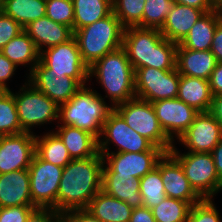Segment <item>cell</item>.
<instances>
[{
	"instance_id": "6da1fadb",
	"label": "cell",
	"mask_w": 222,
	"mask_h": 222,
	"mask_svg": "<svg viewBox=\"0 0 222 222\" xmlns=\"http://www.w3.org/2000/svg\"><path fill=\"white\" fill-rule=\"evenodd\" d=\"M103 156L98 152L86 159H72L64 168L57 194V211L86 209L102 190Z\"/></svg>"
},
{
	"instance_id": "7a4b0ae2",
	"label": "cell",
	"mask_w": 222,
	"mask_h": 222,
	"mask_svg": "<svg viewBox=\"0 0 222 222\" xmlns=\"http://www.w3.org/2000/svg\"><path fill=\"white\" fill-rule=\"evenodd\" d=\"M177 45L164 38L156 28L124 29L123 48L135 71L143 67L176 69Z\"/></svg>"
},
{
	"instance_id": "3957f363",
	"label": "cell",
	"mask_w": 222,
	"mask_h": 222,
	"mask_svg": "<svg viewBox=\"0 0 222 222\" xmlns=\"http://www.w3.org/2000/svg\"><path fill=\"white\" fill-rule=\"evenodd\" d=\"M88 77H96L113 107L131 100L135 94V70L123 47L106 54L89 67Z\"/></svg>"
},
{
	"instance_id": "277c9868",
	"label": "cell",
	"mask_w": 222,
	"mask_h": 222,
	"mask_svg": "<svg viewBox=\"0 0 222 222\" xmlns=\"http://www.w3.org/2000/svg\"><path fill=\"white\" fill-rule=\"evenodd\" d=\"M102 97L93 88L82 86L68 102L59 106L57 124L86 130L98 139L105 120L114 110V107L111 104L109 106Z\"/></svg>"
},
{
	"instance_id": "5b68a950",
	"label": "cell",
	"mask_w": 222,
	"mask_h": 222,
	"mask_svg": "<svg viewBox=\"0 0 222 222\" xmlns=\"http://www.w3.org/2000/svg\"><path fill=\"white\" fill-rule=\"evenodd\" d=\"M124 29L112 11L107 17L73 31L83 62L90 67L106 54L123 47Z\"/></svg>"
},
{
	"instance_id": "8992f818",
	"label": "cell",
	"mask_w": 222,
	"mask_h": 222,
	"mask_svg": "<svg viewBox=\"0 0 222 222\" xmlns=\"http://www.w3.org/2000/svg\"><path fill=\"white\" fill-rule=\"evenodd\" d=\"M169 153L181 164L186 178L202 199H212L222 191L211 153H181L174 146Z\"/></svg>"
},
{
	"instance_id": "52a82bcc",
	"label": "cell",
	"mask_w": 222,
	"mask_h": 222,
	"mask_svg": "<svg viewBox=\"0 0 222 222\" xmlns=\"http://www.w3.org/2000/svg\"><path fill=\"white\" fill-rule=\"evenodd\" d=\"M126 124L165 153L174 146L166 135L155 114L151 102L133 98L114 107Z\"/></svg>"
},
{
	"instance_id": "ba28073f",
	"label": "cell",
	"mask_w": 222,
	"mask_h": 222,
	"mask_svg": "<svg viewBox=\"0 0 222 222\" xmlns=\"http://www.w3.org/2000/svg\"><path fill=\"white\" fill-rule=\"evenodd\" d=\"M26 82L18 93L13 92V96L22 130L34 133L32 128L35 126L59 121V106L31 83Z\"/></svg>"
},
{
	"instance_id": "9c48e42d",
	"label": "cell",
	"mask_w": 222,
	"mask_h": 222,
	"mask_svg": "<svg viewBox=\"0 0 222 222\" xmlns=\"http://www.w3.org/2000/svg\"><path fill=\"white\" fill-rule=\"evenodd\" d=\"M30 194L36 208L57 211V194L63 168L42 160L36 153L28 168Z\"/></svg>"
},
{
	"instance_id": "30bf717a",
	"label": "cell",
	"mask_w": 222,
	"mask_h": 222,
	"mask_svg": "<svg viewBox=\"0 0 222 222\" xmlns=\"http://www.w3.org/2000/svg\"><path fill=\"white\" fill-rule=\"evenodd\" d=\"M111 143L118 148L116 152H109ZM153 146L149 140L131 129L115 109L105 120L98 138L99 153H139L149 151Z\"/></svg>"
},
{
	"instance_id": "8fae6325",
	"label": "cell",
	"mask_w": 222,
	"mask_h": 222,
	"mask_svg": "<svg viewBox=\"0 0 222 222\" xmlns=\"http://www.w3.org/2000/svg\"><path fill=\"white\" fill-rule=\"evenodd\" d=\"M39 62L49 73H61L76 79L82 86L88 85L89 67L83 62L76 39L44 49Z\"/></svg>"
},
{
	"instance_id": "7c38bea8",
	"label": "cell",
	"mask_w": 222,
	"mask_h": 222,
	"mask_svg": "<svg viewBox=\"0 0 222 222\" xmlns=\"http://www.w3.org/2000/svg\"><path fill=\"white\" fill-rule=\"evenodd\" d=\"M179 81L180 74L177 68L173 70L139 68L135 71L136 98L151 103L177 98Z\"/></svg>"
},
{
	"instance_id": "4fadbf2b",
	"label": "cell",
	"mask_w": 222,
	"mask_h": 222,
	"mask_svg": "<svg viewBox=\"0 0 222 222\" xmlns=\"http://www.w3.org/2000/svg\"><path fill=\"white\" fill-rule=\"evenodd\" d=\"M34 134L0 136V174L29 168L36 153Z\"/></svg>"
},
{
	"instance_id": "5bb4252c",
	"label": "cell",
	"mask_w": 222,
	"mask_h": 222,
	"mask_svg": "<svg viewBox=\"0 0 222 222\" xmlns=\"http://www.w3.org/2000/svg\"><path fill=\"white\" fill-rule=\"evenodd\" d=\"M155 114L166 135L175 143L200 113L179 98L152 102Z\"/></svg>"
},
{
	"instance_id": "9a60e30c",
	"label": "cell",
	"mask_w": 222,
	"mask_h": 222,
	"mask_svg": "<svg viewBox=\"0 0 222 222\" xmlns=\"http://www.w3.org/2000/svg\"><path fill=\"white\" fill-rule=\"evenodd\" d=\"M28 75L27 81L58 106L68 102L82 87L74 78L61 73H49L40 62Z\"/></svg>"
},
{
	"instance_id": "2e32d148",
	"label": "cell",
	"mask_w": 222,
	"mask_h": 222,
	"mask_svg": "<svg viewBox=\"0 0 222 222\" xmlns=\"http://www.w3.org/2000/svg\"><path fill=\"white\" fill-rule=\"evenodd\" d=\"M164 153L161 148L153 146L149 151L139 153L100 154L103 156V162L117 175H131L140 179L156 167Z\"/></svg>"
},
{
	"instance_id": "e0dca14e",
	"label": "cell",
	"mask_w": 222,
	"mask_h": 222,
	"mask_svg": "<svg viewBox=\"0 0 222 222\" xmlns=\"http://www.w3.org/2000/svg\"><path fill=\"white\" fill-rule=\"evenodd\" d=\"M222 130L209 112H200L178 139L188 152L210 153L220 142Z\"/></svg>"
},
{
	"instance_id": "ac0fdd59",
	"label": "cell",
	"mask_w": 222,
	"mask_h": 222,
	"mask_svg": "<svg viewBox=\"0 0 222 222\" xmlns=\"http://www.w3.org/2000/svg\"><path fill=\"white\" fill-rule=\"evenodd\" d=\"M156 168L161 173L167 197L186 201L191 206L203 200L190 185L181 164L169 152L158 160Z\"/></svg>"
},
{
	"instance_id": "d6986e66",
	"label": "cell",
	"mask_w": 222,
	"mask_h": 222,
	"mask_svg": "<svg viewBox=\"0 0 222 222\" xmlns=\"http://www.w3.org/2000/svg\"><path fill=\"white\" fill-rule=\"evenodd\" d=\"M102 191L132 208L143 206L140 179L131 175H117L105 163L102 168Z\"/></svg>"
},
{
	"instance_id": "ffe728a7",
	"label": "cell",
	"mask_w": 222,
	"mask_h": 222,
	"mask_svg": "<svg viewBox=\"0 0 222 222\" xmlns=\"http://www.w3.org/2000/svg\"><path fill=\"white\" fill-rule=\"evenodd\" d=\"M28 169L0 174V207L34 206Z\"/></svg>"
},
{
	"instance_id": "44dd1931",
	"label": "cell",
	"mask_w": 222,
	"mask_h": 222,
	"mask_svg": "<svg viewBox=\"0 0 222 222\" xmlns=\"http://www.w3.org/2000/svg\"><path fill=\"white\" fill-rule=\"evenodd\" d=\"M23 29L33 40L39 52L65 43L74 37L71 27L56 23L47 16L32 21Z\"/></svg>"
},
{
	"instance_id": "7402d4cb",
	"label": "cell",
	"mask_w": 222,
	"mask_h": 222,
	"mask_svg": "<svg viewBox=\"0 0 222 222\" xmlns=\"http://www.w3.org/2000/svg\"><path fill=\"white\" fill-rule=\"evenodd\" d=\"M204 13L203 10L174 3L160 33L167 40L179 44Z\"/></svg>"
},
{
	"instance_id": "603a6c76",
	"label": "cell",
	"mask_w": 222,
	"mask_h": 222,
	"mask_svg": "<svg viewBox=\"0 0 222 222\" xmlns=\"http://www.w3.org/2000/svg\"><path fill=\"white\" fill-rule=\"evenodd\" d=\"M216 64V58L210 50H189L177 45L176 68L180 75L209 80Z\"/></svg>"
},
{
	"instance_id": "cb8c5ba5",
	"label": "cell",
	"mask_w": 222,
	"mask_h": 222,
	"mask_svg": "<svg viewBox=\"0 0 222 222\" xmlns=\"http://www.w3.org/2000/svg\"><path fill=\"white\" fill-rule=\"evenodd\" d=\"M54 132L63 141L72 159H86L98 153V139L86 130L58 124Z\"/></svg>"
},
{
	"instance_id": "d4e9b609",
	"label": "cell",
	"mask_w": 222,
	"mask_h": 222,
	"mask_svg": "<svg viewBox=\"0 0 222 222\" xmlns=\"http://www.w3.org/2000/svg\"><path fill=\"white\" fill-rule=\"evenodd\" d=\"M86 210L101 222H129L133 208L101 190L92 198Z\"/></svg>"
},
{
	"instance_id": "484cf974",
	"label": "cell",
	"mask_w": 222,
	"mask_h": 222,
	"mask_svg": "<svg viewBox=\"0 0 222 222\" xmlns=\"http://www.w3.org/2000/svg\"><path fill=\"white\" fill-rule=\"evenodd\" d=\"M177 98L198 112H209L213 98L209 81L180 75Z\"/></svg>"
},
{
	"instance_id": "4316f807",
	"label": "cell",
	"mask_w": 222,
	"mask_h": 222,
	"mask_svg": "<svg viewBox=\"0 0 222 222\" xmlns=\"http://www.w3.org/2000/svg\"><path fill=\"white\" fill-rule=\"evenodd\" d=\"M219 23L220 20L216 9L204 13L179 45L189 50H210L215 29Z\"/></svg>"
},
{
	"instance_id": "83f0119b",
	"label": "cell",
	"mask_w": 222,
	"mask_h": 222,
	"mask_svg": "<svg viewBox=\"0 0 222 222\" xmlns=\"http://www.w3.org/2000/svg\"><path fill=\"white\" fill-rule=\"evenodd\" d=\"M17 67L28 65L29 74L40 60V52L29 35L23 30L0 50Z\"/></svg>"
},
{
	"instance_id": "f1b7e54d",
	"label": "cell",
	"mask_w": 222,
	"mask_h": 222,
	"mask_svg": "<svg viewBox=\"0 0 222 222\" xmlns=\"http://www.w3.org/2000/svg\"><path fill=\"white\" fill-rule=\"evenodd\" d=\"M35 149L42 160L62 168L72 160L63 141L54 131L35 136Z\"/></svg>"
},
{
	"instance_id": "f546056e",
	"label": "cell",
	"mask_w": 222,
	"mask_h": 222,
	"mask_svg": "<svg viewBox=\"0 0 222 222\" xmlns=\"http://www.w3.org/2000/svg\"><path fill=\"white\" fill-rule=\"evenodd\" d=\"M74 5L73 31L107 17L113 11L112 0H72Z\"/></svg>"
},
{
	"instance_id": "4dcf8cb0",
	"label": "cell",
	"mask_w": 222,
	"mask_h": 222,
	"mask_svg": "<svg viewBox=\"0 0 222 222\" xmlns=\"http://www.w3.org/2000/svg\"><path fill=\"white\" fill-rule=\"evenodd\" d=\"M23 28L46 16V0H3L2 10Z\"/></svg>"
},
{
	"instance_id": "1f68e13d",
	"label": "cell",
	"mask_w": 222,
	"mask_h": 222,
	"mask_svg": "<svg viewBox=\"0 0 222 222\" xmlns=\"http://www.w3.org/2000/svg\"><path fill=\"white\" fill-rule=\"evenodd\" d=\"M24 132L19 122L13 92L0 90V136Z\"/></svg>"
},
{
	"instance_id": "d6a6232c",
	"label": "cell",
	"mask_w": 222,
	"mask_h": 222,
	"mask_svg": "<svg viewBox=\"0 0 222 222\" xmlns=\"http://www.w3.org/2000/svg\"><path fill=\"white\" fill-rule=\"evenodd\" d=\"M140 194L143 206L149 209L159 205L166 198L160 171L155 167L140 178Z\"/></svg>"
},
{
	"instance_id": "836d02e7",
	"label": "cell",
	"mask_w": 222,
	"mask_h": 222,
	"mask_svg": "<svg viewBox=\"0 0 222 222\" xmlns=\"http://www.w3.org/2000/svg\"><path fill=\"white\" fill-rule=\"evenodd\" d=\"M146 0H112L113 13L124 28H143V12Z\"/></svg>"
},
{
	"instance_id": "e575fe53",
	"label": "cell",
	"mask_w": 222,
	"mask_h": 222,
	"mask_svg": "<svg viewBox=\"0 0 222 222\" xmlns=\"http://www.w3.org/2000/svg\"><path fill=\"white\" fill-rule=\"evenodd\" d=\"M190 208L186 201L166 197L151 211L156 222H187Z\"/></svg>"
},
{
	"instance_id": "d590c367",
	"label": "cell",
	"mask_w": 222,
	"mask_h": 222,
	"mask_svg": "<svg viewBox=\"0 0 222 222\" xmlns=\"http://www.w3.org/2000/svg\"><path fill=\"white\" fill-rule=\"evenodd\" d=\"M174 3V0H146L143 12V28L160 30Z\"/></svg>"
},
{
	"instance_id": "8d00e7d4",
	"label": "cell",
	"mask_w": 222,
	"mask_h": 222,
	"mask_svg": "<svg viewBox=\"0 0 222 222\" xmlns=\"http://www.w3.org/2000/svg\"><path fill=\"white\" fill-rule=\"evenodd\" d=\"M46 16L56 23L74 26V5L72 0H46Z\"/></svg>"
},
{
	"instance_id": "74e56055",
	"label": "cell",
	"mask_w": 222,
	"mask_h": 222,
	"mask_svg": "<svg viewBox=\"0 0 222 222\" xmlns=\"http://www.w3.org/2000/svg\"><path fill=\"white\" fill-rule=\"evenodd\" d=\"M219 214L212 199H203L191 206L187 222H221Z\"/></svg>"
},
{
	"instance_id": "f35d334b",
	"label": "cell",
	"mask_w": 222,
	"mask_h": 222,
	"mask_svg": "<svg viewBox=\"0 0 222 222\" xmlns=\"http://www.w3.org/2000/svg\"><path fill=\"white\" fill-rule=\"evenodd\" d=\"M23 30L12 17L0 11V50Z\"/></svg>"
},
{
	"instance_id": "ab89813d",
	"label": "cell",
	"mask_w": 222,
	"mask_h": 222,
	"mask_svg": "<svg viewBox=\"0 0 222 222\" xmlns=\"http://www.w3.org/2000/svg\"><path fill=\"white\" fill-rule=\"evenodd\" d=\"M35 206L0 207V222H26Z\"/></svg>"
},
{
	"instance_id": "60d3db41",
	"label": "cell",
	"mask_w": 222,
	"mask_h": 222,
	"mask_svg": "<svg viewBox=\"0 0 222 222\" xmlns=\"http://www.w3.org/2000/svg\"><path fill=\"white\" fill-rule=\"evenodd\" d=\"M62 215L53 208H36L26 222H60Z\"/></svg>"
},
{
	"instance_id": "b9f144b4",
	"label": "cell",
	"mask_w": 222,
	"mask_h": 222,
	"mask_svg": "<svg viewBox=\"0 0 222 222\" xmlns=\"http://www.w3.org/2000/svg\"><path fill=\"white\" fill-rule=\"evenodd\" d=\"M16 69L17 66L0 51V90H11L6 82L15 75Z\"/></svg>"
},
{
	"instance_id": "7bdbcfd3",
	"label": "cell",
	"mask_w": 222,
	"mask_h": 222,
	"mask_svg": "<svg viewBox=\"0 0 222 222\" xmlns=\"http://www.w3.org/2000/svg\"><path fill=\"white\" fill-rule=\"evenodd\" d=\"M65 222H101L86 209L71 210L62 215Z\"/></svg>"
},
{
	"instance_id": "ee69618b",
	"label": "cell",
	"mask_w": 222,
	"mask_h": 222,
	"mask_svg": "<svg viewBox=\"0 0 222 222\" xmlns=\"http://www.w3.org/2000/svg\"><path fill=\"white\" fill-rule=\"evenodd\" d=\"M208 81L212 95H222V62H217Z\"/></svg>"
},
{
	"instance_id": "f6af8a7d",
	"label": "cell",
	"mask_w": 222,
	"mask_h": 222,
	"mask_svg": "<svg viewBox=\"0 0 222 222\" xmlns=\"http://www.w3.org/2000/svg\"><path fill=\"white\" fill-rule=\"evenodd\" d=\"M129 222H156L151 209L148 207L133 208Z\"/></svg>"
},
{
	"instance_id": "bcb514c9",
	"label": "cell",
	"mask_w": 222,
	"mask_h": 222,
	"mask_svg": "<svg viewBox=\"0 0 222 222\" xmlns=\"http://www.w3.org/2000/svg\"><path fill=\"white\" fill-rule=\"evenodd\" d=\"M210 51L214 54L217 62H222V24L219 23L215 29Z\"/></svg>"
},
{
	"instance_id": "7dc6e473",
	"label": "cell",
	"mask_w": 222,
	"mask_h": 222,
	"mask_svg": "<svg viewBox=\"0 0 222 222\" xmlns=\"http://www.w3.org/2000/svg\"><path fill=\"white\" fill-rule=\"evenodd\" d=\"M174 2L203 10L205 13L215 9L212 0H174Z\"/></svg>"
},
{
	"instance_id": "c3c4849f",
	"label": "cell",
	"mask_w": 222,
	"mask_h": 222,
	"mask_svg": "<svg viewBox=\"0 0 222 222\" xmlns=\"http://www.w3.org/2000/svg\"><path fill=\"white\" fill-rule=\"evenodd\" d=\"M209 113L216 119L222 130V95L213 96Z\"/></svg>"
},
{
	"instance_id": "681fc988",
	"label": "cell",
	"mask_w": 222,
	"mask_h": 222,
	"mask_svg": "<svg viewBox=\"0 0 222 222\" xmlns=\"http://www.w3.org/2000/svg\"><path fill=\"white\" fill-rule=\"evenodd\" d=\"M210 153L213 157L219 180L222 182V138Z\"/></svg>"
},
{
	"instance_id": "f907efd6",
	"label": "cell",
	"mask_w": 222,
	"mask_h": 222,
	"mask_svg": "<svg viewBox=\"0 0 222 222\" xmlns=\"http://www.w3.org/2000/svg\"><path fill=\"white\" fill-rule=\"evenodd\" d=\"M215 9L218 13L220 23L222 24V1L215 7Z\"/></svg>"
},
{
	"instance_id": "816d5d0a",
	"label": "cell",
	"mask_w": 222,
	"mask_h": 222,
	"mask_svg": "<svg viewBox=\"0 0 222 222\" xmlns=\"http://www.w3.org/2000/svg\"><path fill=\"white\" fill-rule=\"evenodd\" d=\"M222 0H212L213 5L216 7Z\"/></svg>"
},
{
	"instance_id": "f5cc1de1",
	"label": "cell",
	"mask_w": 222,
	"mask_h": 222,
	"mask_svg": "<svg viewBox=\"0 0 222 222\" xmlns=\"http://www.w3.org/2000/svg\"><path fill=\"white\" fill-rule=\"evenodd\" d=\"M3 0H0V11L2 10Z\"/></svg>"
}]
</instances>
